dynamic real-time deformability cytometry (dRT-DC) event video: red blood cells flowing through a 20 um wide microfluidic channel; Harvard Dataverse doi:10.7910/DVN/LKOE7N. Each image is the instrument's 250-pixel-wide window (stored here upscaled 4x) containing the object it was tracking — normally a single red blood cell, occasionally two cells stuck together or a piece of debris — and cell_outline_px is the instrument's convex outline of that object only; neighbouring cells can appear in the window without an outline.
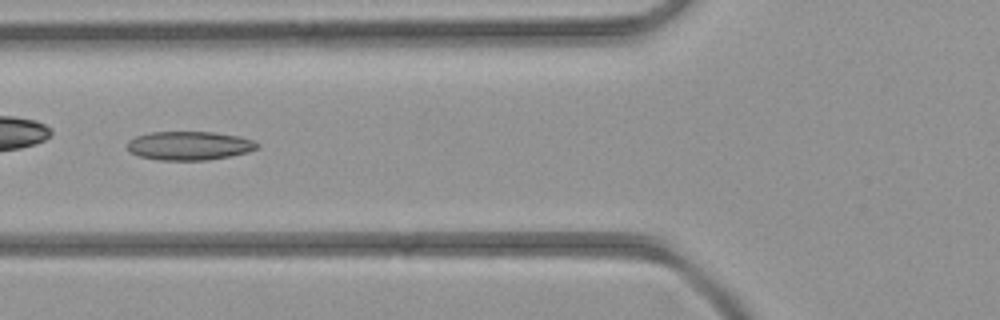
{"species": "common noctule bat (a hibernating species)", "species_latin": "Nyctalus noctula", "temperature_condition": "room temperature", "stored_images_in_passage": 6, "camera_frame_rate_fps": 3000, "um_per_image_px": 0.085, "animal": {"sex": "female", "body_mass_g": 21.9}, "frame": {"image": 1, "passage_image": 6, "time_ms": 5.667, "image_size_px": [1000, 320], "cell_outline_px": [[260, 148], [248, 152], [208, 160], [156, 160], [140, 156], [128, 152], [128, 140], [136, 136], [152, 132], [212, 132], [240, 136], [256, 140], [260, 144]], "centroid_in_image_um": [16.13, 12.38], "position_along_channel_um": 109.7, "area_um2": 21.96}}